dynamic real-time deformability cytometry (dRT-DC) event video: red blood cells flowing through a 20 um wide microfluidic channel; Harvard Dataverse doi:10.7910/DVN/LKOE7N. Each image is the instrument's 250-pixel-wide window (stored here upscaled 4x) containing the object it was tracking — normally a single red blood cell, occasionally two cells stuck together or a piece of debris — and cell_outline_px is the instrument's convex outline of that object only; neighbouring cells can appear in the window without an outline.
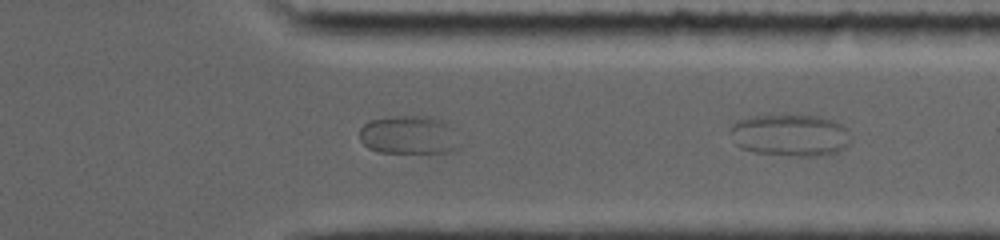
{"species": "common noctule bat (a hibernating species)", "species_latin": "Nyctalus noctula", "temperature_condition": "room temperature", "stored_images_in_passage": 11, "segment_of_instrument_passage": [2, 2], "camera_frame_rate_fps": 5000, "um_per_image_px": 0.085, "animal": {"sex": "female", "body_mass_g": 19.0, "forearm_length_mm": 56.7}, "frame": {"image": 1, "passage_image": 11, "time_ms": 7.6, "image_size_px": [1000, 240], "cell_outline_px": [[848, 144], [844, 148], [836, 152], [820, 156], [800, 156], [756, 152], [740, 148], [736, 144], [728, 132], [732, 124], [736, 120], [752, 116], [820, 116], [836, 120], [848, 128]], "centroid_in_image_um": [67.15, 11.48], "position_along_channel_um": 344.2, "area_um2": 29.48}}